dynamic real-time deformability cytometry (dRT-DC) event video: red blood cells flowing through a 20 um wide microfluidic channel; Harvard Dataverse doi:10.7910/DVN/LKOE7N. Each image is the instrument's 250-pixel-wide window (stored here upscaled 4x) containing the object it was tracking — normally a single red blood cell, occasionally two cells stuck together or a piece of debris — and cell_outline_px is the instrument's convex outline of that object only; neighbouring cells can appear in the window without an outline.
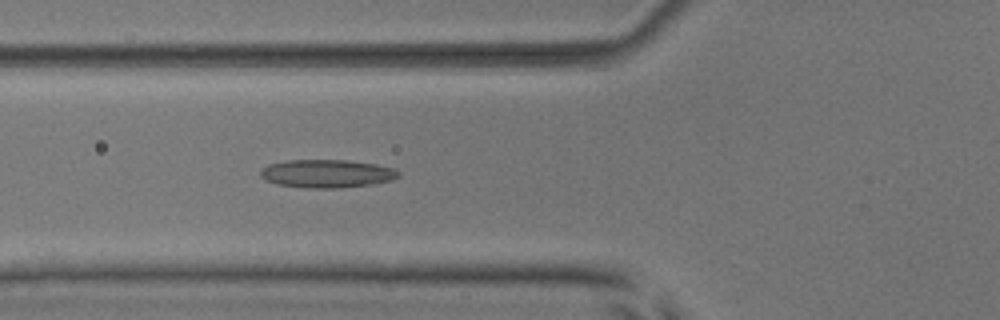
{"species": "common noctule bat (a hibernating species)", "species_latin": "Nyctalus noctula", "temperature_condition": "room temperature", "stored_images_in_passage": 52, "camera_frame_rate_fps": 3000, "um_per_image_px": 0.085, "animal": {"sex": "male", "body_mass_g": 17.9, "forearm_length_mm": 54.2}, "frame": {"image": 1, "passage_image": 20, "time_ms": 6.333, "image_size_px": [1000, 320], "cell_outline_px": [[400, 176], [392, 180], [376, 184], [340, 188], [312, 188], [276, 184], [264, 180], [260, 176], [260, 172], [268, 164], [288, 160], [344, 160], [376, 164], [392, 168], [400, 172]], "centroid_in_image_um": [27.8, 14.76], "position_along_channel_um": 98.0, "area_um2": 22.72}}
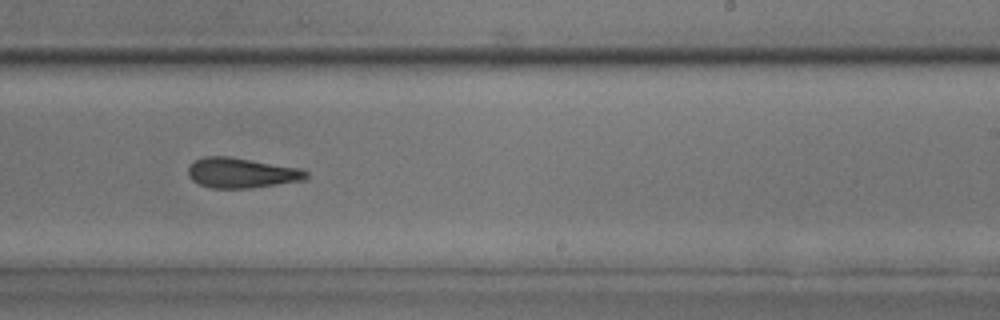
{"frame": {"image": 2, "passage_image": 33, "time_ms": 10.667, "image_size_px": [1000, 320], "cell_outline_px": [[308, 180], [252, 188], [212, 188], [200, 184], [192, 180], [188, 176], [188, 168], [196, 160], [204, 156], [228, 156], [304, 168], [308, 172]], "centroid_in_image_um": [20.61, 14.69], "position_along_channel_um": 268.4, "area_um2": 21.04}}
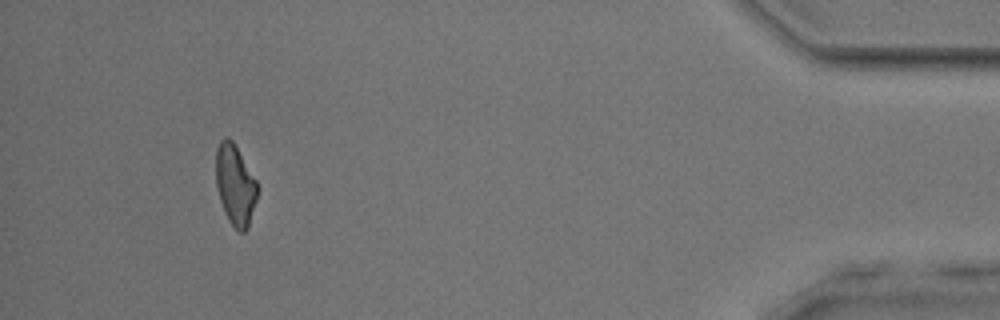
{"frame": {"image": 3, "passage_image": 49, "time_ms": 16.0, "image_size_px": [1000, 320], "cell_outline_px": [[256, 200], [248, 228], [244, 232], [240, 232], [228, 220], [224, 212], [220, 200], [216, 184], [216, 148], [220, 140], [228, 136], [232, 140], [256, 180]], "centroid_in_image_um": [19.97, 15.71], "position_along_channel_um": 415.2, "area_um2": 19.19}, "authors_computed_cell_mechanics": {"area_um2": 21.1548, "velocity_mm_per_s": 3.9478, "shape_relaxation_time_tau1_ms": null, "shape_relaxation_time_tau2_ms": 4.7476, "deformation_change_tau1": null, "deformation_change_tau2": 0.1627}}